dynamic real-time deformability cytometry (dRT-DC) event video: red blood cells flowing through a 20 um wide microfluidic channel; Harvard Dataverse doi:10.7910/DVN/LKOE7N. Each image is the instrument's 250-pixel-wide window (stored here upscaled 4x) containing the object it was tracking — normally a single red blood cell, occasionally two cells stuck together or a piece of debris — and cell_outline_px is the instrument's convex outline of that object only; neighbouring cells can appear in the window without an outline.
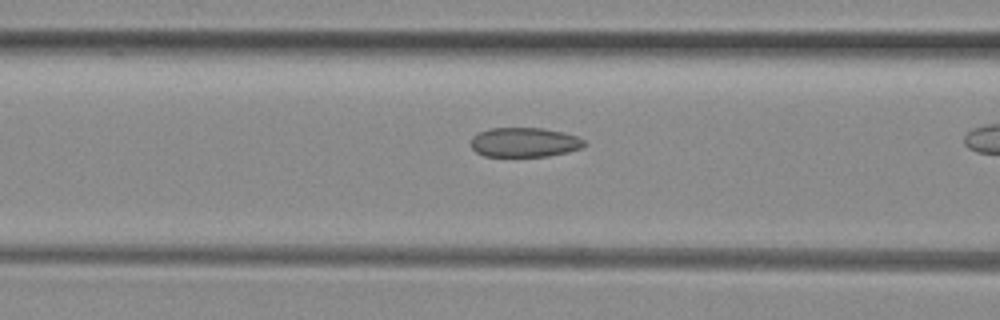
{"species": "common noctule bat (a hibernating species)", "species_latin": "Nyctalus noctula", "temperature_condition": "room temperature", "stored_images_in_passage": 13, "camera_frame_rate_fps": 3000, "um_per_image_px": 0.085, "animal": {"sex": "female", "body_mass_g": 29.2, "forearm_length_mm": 56.3}, "frame": {"image": 1, "passage_image": 11, "time_ms": 3.333, "image_size_px": [1000, 320], "cell_outline_px": [[584, 144], [580, 148], [568, 152], [548, 156], [484, 156], [476, 152], [472, 148], [472, 136], [488, 128], [544, 128], [564, 132], [576, 136], [584, 140]], "centroid_in_image_um": [44.57, 12.09], "position_along_channel_um": 122.0, "area_um2": 19.42}}